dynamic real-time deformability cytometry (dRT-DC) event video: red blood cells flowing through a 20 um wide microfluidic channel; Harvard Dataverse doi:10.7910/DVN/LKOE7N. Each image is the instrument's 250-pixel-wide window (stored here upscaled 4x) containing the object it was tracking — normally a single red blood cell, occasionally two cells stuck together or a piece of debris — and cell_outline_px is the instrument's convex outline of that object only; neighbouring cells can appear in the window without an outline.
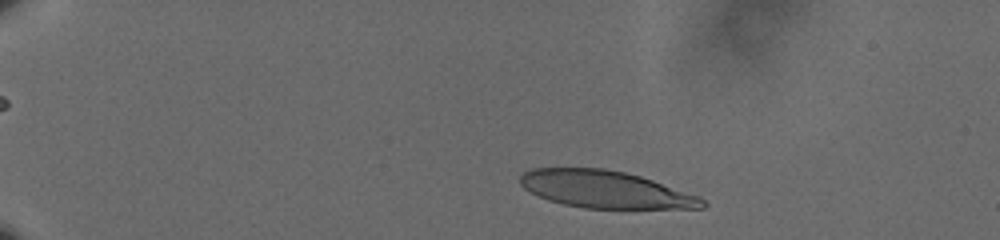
{"species": "human", "species_latin": "Homo sapiens", "temperature_condition": "cold", "stored_images_in_passage": 52, "camera_frame_rate_fps": 3000, "um_per_image_px": 0.085, "donor": {"sex": "male"}, "frame": {"image": 1, "passage_image": 5, "time_ms": 1.333, "image_size_px": [1000, 240], "cell_outline_px": [[708, 204], [704, 208], [584, 208], [564, 204], [548, 200], [524, 188], [520, 184], [520, 176], [524, 172], [532, 168], [604, 168], [624, 172], [640, 176], [700, 196]], "centroid_in_image_um": [51.47, 16.1], "position_along_channel_um": 33.5, "area_um2": 39.3}}
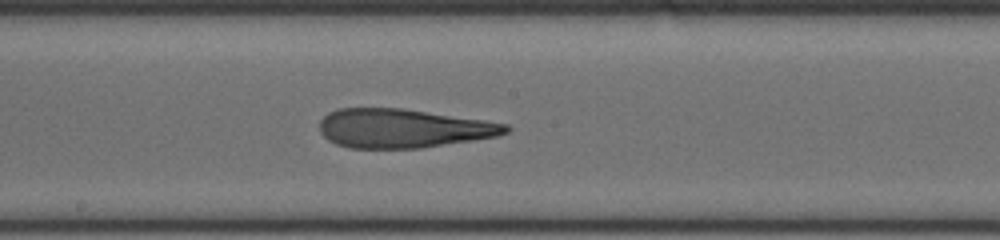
{"frame": {"image": 2, "passage_image": 28, "time_ms": 9.0, "image_size_px": [1000, 240], "cell_outline_px": [[512, 128], [508, 132], [500, 136], [420, 148], [348, 148], [336, 144], [328, 140], [320, 132], [320, 120], [328, 112], [340, 108], [404, 108], [484, 120], [508, 124]], "centroid_in_image_um": [34.27, 10.91], "position_along_channel_um": 213.9, "area_um2": 42.43}}
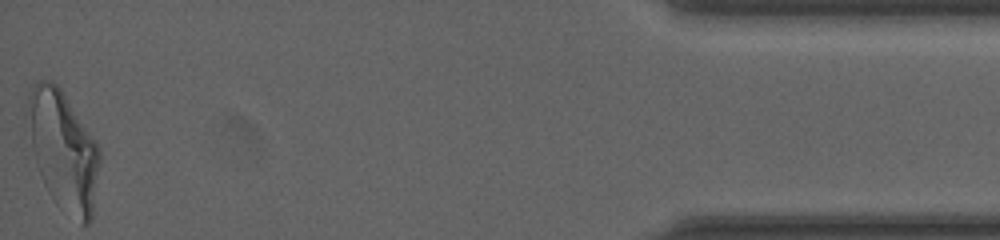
{"frame": {"image": 3, "passage_image": 52, "time_ms": 17.0, "image_size_px": [1000, 240], "cell_outline_px": [[100, 164], [92, 220], [88, 224], [80, 224], [60, 208], [52, 200], [40, 176], [36, 164], [24, 116], [24, 112], [28, 92], [32, 84], [36, 80], [52, 80], [64, 92], [96, 140], [100, 148]], "centroid_in_image_um": [5.35, 12.75], "position_along_channel_um": 429.8, "area_um2": 51.27}, "authors_computed_cell_mechanics": {"area_um2": 43.1766, "velocity_mm_per_s": 3.5815, "shape_relaxation_time_tau1_ms": 8.6002, "shape_relaxation_time_tau2_ms": 2.3321, "deformation_change_tau1": 0.2937, "deformation_change_tau2": 0.1352}}